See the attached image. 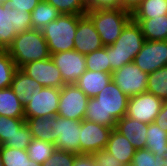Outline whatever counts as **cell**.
Returning a JSON list of instances; mask_svg holds the SVG:
<instances>
[{"instance_id":"obj_1","label":"cell","mask_w":167,"mask_h":166,"mask_svg":"<svg viewBox=\"0 0 167 166\" xmlns=\"http://www.w3.org/2000/svg\"><path fill=\"white\" fill-rule=\"evenodd\" d=\"M129 97L111 80L94 98H89L84 119L115 128L126 115Z\"/></svg>"},{"instance_id":"obj_2","label":"cell","mask_w":167,"mask_h":166,"mask_svg":"<svg viewBox=\"0 0 167 166\" xmlns=\"http://www.w3.org/2000/svg\"><path fill=\"white\" fill-rule=\"evenodd\" d=\"M145 41L140 25L131 19L117 40L112 45L104 46L109 55L110 73L133 62Z\"/></svg>"},{"instance_id":"obj_3","label":"cell","mask_w":167,"mask_h":166,"mask_svg":"<svg viewBox=\"0 0 167 166\" xmlns=\"http://www.w3.org/2000/svg\"><path fill=\"white\" fill-rule=\"evenodd\" d=\"M7 51L17 68L32 61L48 59L51 56L42 31L37 29H29L17 34Z\"/></svg>"},{"instance_id":"obj_4","label":"cell","mask_w":167,"mask_h":166,"mask_svg":"<svg viewBox=\"0 0 167 166\" xmlns=\"http://www.w3.org/2000/svg\"><path fill=\"white\" fill-rule=\"evenodd\" d=\"M83 15L61 14L55 21L41 29L50 55L56 52L74 50L78 21Z\"/></svg>"},{"instance_id":"obj_5","label":"cell","mask_w":167,"mask_h":166,"mask_svg":"<svg viewBox=\"0 0 167 166\" xmlns=\"http://www.w3.org/2000/svg\"><path fill=\"white\" fill-rule=\"evenodd\" d=\"M86 15L92 20L104 46L112 45L132 19L131 12L121 8L88 10Z\"/></svg>"},{"instance_id":"obj_6","label":"cell","mask_w":167,"mask_h":166,"mask_svg":"<svg viewBox=\"0 0 167 166\" xmlns=\"http://www.w3.org/2000/svg\"><path fill=\"white\" fill-rule=\"evenodd\" d=\"M32 29L31 14L0 3V50H7L14 37Z\"/></svg>"},{"instance_id":"obj_7","label":"cell","mask_w":167,"mask_h":166,"mask_svg":"<svg viewBox=\"0 0 167 166\" xmlns=\"http://www.w3.org/2000/svg\"><path fill=\"white\" fill-rule=\"evenodd\" d=\"M60 89L38 86L28 99H22L25 117H46L58 113Z\"/></svg>"},{"instance_id":"obj_8","label":"cell","mask_w":167,"mask_h":166,"mask_svg":"<svg viewBox=\"0 0 167 166\" xmlns=\"http://www.w3.org/2000/svg\"><path fill=\"white\" fill-rule=\"evenodd\" d=\"M89 97L76 85L65 84L60 89L57 115L82 121L85 116Z\"/></svg>"},{"instance_id":"obj_9","label":"cell","mask_w":167,"mask_h":166,"mask_svg":"<svg viewBox=\"0 0 167 166\" xmlns=\"http://www.w3.org/2000/svg\"><path fill=\"white\" fill-rule=\"evenodd\" d=\"M163 102L162 99L147 91L130 96L125 116L147 124L153 123L161 110Z\"/></svg>"},{"instance_id":"obj_10","label":"cell","mask_w":167,"mask_h":166,"mask_svg":"<svg viewBox=\"0 0 167 166\" xmlns=\"http://www.w3.org/2000/svg\"><path fill=\"white\" fill-rule=\"evenodd\" d=\"M111 75L112 81L128 97L147 91L148 74L133 62L113 71Z\"/></svg>"},{"instance_id":"obj_11","label":"cell","mask_w":167,"mask_h":166,"mask_svg":"<svg viewBox=\"0 0 167 166\" xmlns=\"http://www.w3.org/2000/svg\"><path fill=\"white\" fill-rule=\"evenodd\" d=\"M113 128L83 119L80 128V154H94L106 148Z\"/></svg>"},{"instance_id":"obj_12","label":"cell","mask_w":167,"mask_h":166,"mask_svg":"<svg viewBox=\"0 0 167 166\" xmlns=\"http://www.w3.org/2000/svg\"><path fill=\"white\" fill-rule=\"evenodd\" d=\"M133 63L147 74L167 66V40H146Z\"/></svg>"},{"instance_id":"obj_13","label":"cell","mask_w":167,"mask_h":166,"mask_svg":"<svg viewBox=\"0 0 167 166\" xmlns=\"http://www.w3.org/2000/svg\"><path fill=\"white\" fill-rule=\"evenodd\" d=\"M50 57L61 72L65 84H75L87 70L85 55L76 50L56 52Z\"/></svg>"},{"instance_id":"obj_14","label":"cell","mask_w":167,"mask_h":166,"mask_svg":"<svg viewBox=\"0 0 167 166\" xmlns=\"http://www.w3.org/2000/svg\"><path fill=\"white\" fill-rule=\"evenodd\" d=\"M20 69L39 82L42 87L61 89L65 85L61 72L51 57L26 63Z\"/></svg>"},{"instance_id":"obj_15","label":"cell","mask_w":167,"mask_h":166,"mask_svg":"<svg viewBox=\"0 0 167 166\" xmlns=\"http://www.w3.org/2000/svg\"><path fill=\"white\" fill-rule=\"evenodd\" d=\"M57 140L55 148L62 151L80 154V128L81 121L66 119L56 115Z\"/></svg>"},{"instance_id":"obj_16","label":"cell","mask_w":167,"mask_h":166,"mask_svg":"<svg viewBox=\"0 0 167 166\" xmlns=\"http://www.w3.org/2000/svg\"><path fill=\"white\" fill-rule=\"evenodd\" d=\"M100 35L92 20L85 14L79 21L74 39V50L81 54H88L103 48Z\"/></svg>"},{"instance_id":"obj_17","label":"cell","mask_w":167,"mask_h":166,"mask_svg":"<svg viewBox=\"0 0 167 166\" xmlns=\"http://www.w3.org/2000/svg\"><path fill=\"white\" fill-rule=\"evenodd\" d=\"M115 129L125 136L136 150L146 148L147 123L124 116L116 122Z\"/></svg>"},{"instance_id":"obj_18","label":"cell","mask_w":167,"mask_h":166,"mask_svg":"<svg viewBox=\"0 0 167 166\" xmlns=\"http://www.w3.org/2000/svg\"><path fill=\"white\" fill-rule=\"evenodd\" d=\"M25 123L31 131L32 138L56 144V115L46 117H25Z\"/></svg>"},{"instance_id":"obj_19","label":"cell","mask_w":167,"mask_h":166,"mask_svg":"<svg viewBox=\"0 0 167 166\" xmlns=\"http://www.w3.org/2000/svg\"><path fill=\"white\" fill-rule=\"evenodd\" d=\"M105 150L124 165L132 162L136 151L130 141L115 128L110 133Z\"/></svg>"},{"instance_id":"obj_20","label":"cell","mask_w":167,"mask_h":166,"mask_svg":"<svg viewBox=\"0 0 167 166\" xmlns=\"http://www.w3.org/2000/svg\"><path fill=\"white\" fill-rule=\"evenodd\" d=\"M112 80L111 73L86 70L75 83L89 98H94Z\"/></svg>"},{"instance_id":"obj_21","label":"cell","mask_w":167,"mask_h":166,"mask_svg":"<svg viewBox=\"0 0 167 166\" xmlns=\"http://www.w3.org/2000/svg\"><path fill=\"white\" fill-rule=\"evenodd\" d=\"M141 27L145 40H167V14L151 19H132Z\"/></svg>"},{"instance_id":"obj_22","label":"cell","mask_w":167,"mask_h":166,"mask_svg":"<svg viewBox=\"0 0 167 166\" xmlns=\"http://www.w3.org/2000/svg\"><path fill=\"white\" fill-rule=\"evenodd\" d=\"M0 115L10 118H25L22 101L11 87L0 89Z\"/></svg>"},{"instance_id":"obj_23","label":"cell","mask_w":167,"mask_h":166,"mask_svg":"<svg viewBox=\"0 0 167 166\" xmlns=\"http://www.w3.org/2000/svg\"><path fill=\"white\" fill-rule=\"evenodd\" d=\"M31 14L32 29L41 30L49 22L55 21L61 13L45 0H41Z\"/></svg>"},{"instance_id":"obj_24","label":"cell","mask_w":167,"mask_h":166,"mask_svg":"<svg viewBox=\"0 0 167 166\" xmlns=\"http://www.w3.org/2000/svg\"><path fill=\"white\" fill-rule=\"evenodd\" d=\"M167 14V0H143L131 13L132 19H151Z\"/></svg>"},{"instance_id":"obj_25","label":"cell","mask_w":167,"mask_h":166,"mask_svg":"<svg viewBox=\"0 0 167 166\" xmlns=\"http://www.w3.org/2000/svg\"><path fill=\"white\" fill-rule=\"evenodd\" d=\"M38 86H40L39 82L29 77L24 71L18 68L15 71L10 87L13 92L22 100L31 97L34 89Z\"/></svg>"},{"instance_id":"obj_26","label":"cell","mask_w":167,"mask_h":166,"mask_svg":"<svg viewBox=\"0 0 167 166\" xmlns=\"http://www.w3.org/2000/svg\"><path fill=\"white\" fill-rule=\"evenodd\" d=\"M146 135V149L161 157L167 150V132L153 122L148 124Z\"/></svg>"},{"instance_id":"obj_27","label":"cell","mask_w":167,"mask_h":166,"mask_svg":"<svg viewBox=\"0 0 167 166\" xmlns=\"http://www.w3.org/2000/svg\"><path fill=\"white\" fill-rule=\"evenodd\" d=\"M147 92L156 95L163 101L167 100V66L148 74Z\"/></svg>"},{"instance_id":"obj_28","label":"cell","mask_w":167,"mask_h":166,"mask_svg":"<svg viewBox=\"0 0 167 166\" xmlns=\"http://www.w3.org/2000/svg\"><path fill=\"white\" fill-rule=\"evenodd\" d=\"M55 149V144L32 138L31 143L27 148V152L30 160L43 164L51 157Z\"/></svg>"},{"instance_id":"obj_29","label":"cell","mask_w":167,"mask_h":166,"mask_svg":"<svg viewBox=\"0 0 167 166\" xmlns=\"http://www.w3.org/2000/svg\"><path fill=\"white\" fill-rule=\"evenodd\" d=\"M17 66L7 50H0V89L9 88Z\"/></svg>"},{"instance_id":"obj_30","label":"cell","mask_w":167,"mask_h":166,"mask_svg":"<svg viewBox=\"0 0 167 166\" xmlns=\"http://www.w3.org/2000/svg\"><path fill=\"white\" fill-rule=\"evenodd\" d=\"M86 69L110 73L109 55L105 47L85 55Z\"/></svg>"},{"instance_id":"obj_31","label":"cell","mask_w":167,"mask_h":166,"mask_svg":"<svg viewBox=\"0 0 167 166\" xmlns=\"http://www.w3.org/2000/svg\"><path fill=\"white\" fill-rule=\"evenodd\" d=\"M53 5L61 14L85 15L88 4L85 0H45Z\"/></svg>"},{"instance_id":"obj_32","label":"cell","mask_w":167,"mask_h":166,"mask_svg":"<svg viewBox=\"0 0 167 166\" xmlns=\"http://www.w3.org/2000/svg\"><path fill=\"white\" fill-rule=\"evenodd\" d=\"M4 166H25L29 160L27 150L2 146L0 148Z\"/></svg>"},{"instance_id":"obj_33","label":"cell","mask_w":167,"mask_h":166,"mask_svg":"<svg viewBox=\"0 0 167 166\" xmlns=\"http://www.w3.org/2000/svg\"><path fill=\"white\" fill-rule=\"evenodd\" d=\"M31 139V131L25 123L12 137H9L3 143V146L27 150L29 144L31 143Z\"/></svg>"},{"instance_id":"obj_34","label":"cell","mask_w":167,"mask_h":166,"mask_svg":"<svg viewBox=\"0 0 167 166\" xmlns=\"http://www.w3.org/2000/svg\"><path fill=\"white\" fill-rule=\"evenodd\" d=\"M25 124V118H10L0 115V138L2 144Z\"/></svg>"},{"instance_id":"obj_35","label":"cell","mask_w":167,"mask_h":166,"mask_svg":"<svg viewBox=\"0 0 167 166\" xmlns=\"http://www.w3.org/2000/svg\"><path fill=\"white\" fill-rule=\"evenodd\" d=\"M78 154L55 149L51 157L48 158L41 166H73Z\"/></svg>"},{"instance_id":"obj_36","label":"cell","mask_w":167,"mask_h":166,"mask_svg":"<svg viewBox=\"0 0 167 166\" xmlns=\"http://www.w3.org/2000/svg\"><path fill=\"white\" fill-rule=\"evenodd\" d=\"M163 158L158 154H153L149 149H138L135 151L132 162L136 166H160Z\"/></svg>"},{"instance_id":"obj_37","label":"cell","mask_w":167,"mask_h":166,"mask_svg":"<svg viewBox=\"0 0 167 166\" xmlns=\"http://www.w3.org/2000/svg\"><path fill=\"white\" fill-rule=\"evenodd\" d=\"M41 0H7L6 5L19 11L31 13Z\"/></svg>"},{"instance_id":"obj_38","label":"cell","mask_w":167,"mask_h":166,"mask_svg":"<svg viewBox=\"0 0 167 166\" xmlns=\"http://www.w3.org/2000/svg\"><path fill=\"white\" fill-rule=\"evenodd\" d=\"M87 4L88 10L120 8V0H89Z\"/></svg>"},{"instance_id":"obj_39","label":"cell","mask_w":167,"mask_h":166,"mask_svg":"<svg viewBox=\"0 0 167 166\" xmlns=\"http://www.w3.org/2000/svg\"><path fill=\"white\" fill-rule=\"evenodd\" d=\"M95 160L102 166H124L119 160H115L113 155L105 149L93 154Z\"/></svg>"},{"instance_id":"obj_40","label":"cell","mask_w":167,"mask_h":166,"mask_svg":"<svg viewBox=\"0 0 167 166\" xmlns=\"http://www.w3.org/2000/svg\"><path fill=\"white\" fill-rule=\"evenodd\" d=\"M155 123L167 132V100L162 104L161 110L155 119Z\"/></svg>"},{"instance_id":"obj_41","label":"cell","mask_w":167,"mask_h":166,"mask_svg":"<svg viewBox=\"0 0 167 166\" xmlns=\"http://www.w3.org/2000/svg\"><path fill=\"white\" fill-rule=\"evenodd\" d=\"M73 166H94L93 154H78Z\"/></svg>"},{"instance_id":"obj_42","label":"cell","mask_w":167,"mask_h":166,"mask_svg":"<svg viewBox=\"0 0 167 166\" xmlns=\"http://www.w3.org/2000/svg\"><path fill=\"white\" fill-rule=\"evenodd\" d=\"M143 0H120V8L133 12Z\"/></svg>"},{"instance_id":"obj_43","label":"cell","mask_w":167,"mask_h":166,"mask_svg":"<svg viewBox=\"0 0 167 166\" xmlns=\"http://www.w3.org/2000/svg\"><path fill=\"white\" fill-rule=\"evenodd\" d=\"M161 157L163 159L160 160V166H167V150L161 155Z\"/></svg>"},{"instance_id":"obj_44","label":"cell","mask_w":167,"mask_h":166,"mask_svg":"<svg viewBox=\"0 0 167 166\" xmlns=\"http://www.w3.org/2000/svg\"><path fill=\"white\" fill-rule=\"evenodd\" d=\"M25 166H41V164L29 159Z\"/></svg>"},{"instance_id":"obj_45","label":"cell","mask_w":167,"mask_h":166,"mask_svg":"<svg viewBox=\"0 0 167 166\" xmlns=\"http://www.w3.org/2000/svg\"><path fill=\"white\" fill-rule=\"evenodd\" d=\"M94 166H102V165H100L94 158Z\"/></svg>"},{"instance_id":"obj_46","label":"cell","mask_w":167,"mask_h":166,"mask_svg":"<svg viewBox=\"0 0 167 166\" xmlns=\"http://www.w3.org/2000/svg\"><path fill=\"white\" fill-rule=\"evenodd\" d=\"M124 166H136L133 162H131V163H127L126 165H124Z\"/></svg>"},{"instance_id":"obj_47","label":"cell","mask_w":167,"mask_h":166,"mask_svg":"<svg viewBox=\"0 0 167 166\" xmlns=\"http://www.w3.org/2000/svg\"><path fill=\"white\" fill-rule=\"evenodd\" d=\"M0 3H1V4H6V3H7V0H0Z\"/></svg>"},{"instance_id":"obj_48","label":"cell","mask_w":167,"mask_h":166,"mask_svg":"<svg viewBox=\"0 0 167 166\" xmlns=\"http://www.w3.org/2000/svg\"><path fill=\"white\" fill-rule=\"evenodd\" d=\"M0 166H4L1 158V153H0Z\"/></svg>"},{"instance_id":"obj_49","label":"cell","mask_w":167,"mask_h":166,"mask_svg":"<svg viewBox=\"0 0 167 166\" xmlns=\"http://www.w3.org/2000/svg\"><path fill=\"white\" fill-rule=\"evenodd\" d=\"M3 146V144H2V140H1V138H0V148Z\"/></svg>"}]
</instances>
